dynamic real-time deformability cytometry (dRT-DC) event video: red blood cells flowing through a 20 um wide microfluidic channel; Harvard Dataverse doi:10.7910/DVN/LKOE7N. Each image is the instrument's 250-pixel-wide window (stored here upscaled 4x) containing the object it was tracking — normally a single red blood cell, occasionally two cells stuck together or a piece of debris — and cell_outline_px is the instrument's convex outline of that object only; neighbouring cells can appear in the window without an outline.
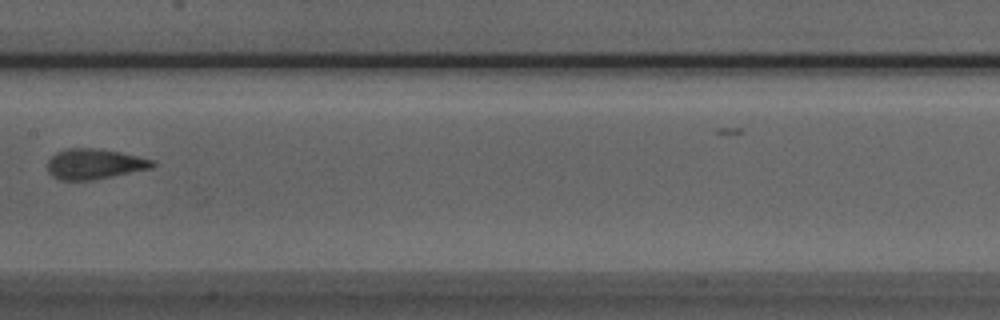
{"species": "Egyptian fruit bat (a non-hibernating species)", "species_latin": "Rousettus aegyptiacus", "temperature_condition": "room temperature", "stored_images_in_passage": 8, "camera_frame_rate_fps": 3000, "um_per_image_px": 0.085, "animal": {"sex": "male"}, "frame": {"image": 1, "passage_image": 8, "time_ms": 2.333, "image_size_px": [1000, 320], "cell_outline_px": [[156, 164], [152, 168], [92, 180], [60, 180], [52, 176], [48, 172], [48, 160], [56, 152], [68, 148], [92, 148], [120, 152], [156, 160]], "centroid_in_image_um": [8.04, 13.94], "position_along_channel_um": 199.4, "area_um2": 18.55}}